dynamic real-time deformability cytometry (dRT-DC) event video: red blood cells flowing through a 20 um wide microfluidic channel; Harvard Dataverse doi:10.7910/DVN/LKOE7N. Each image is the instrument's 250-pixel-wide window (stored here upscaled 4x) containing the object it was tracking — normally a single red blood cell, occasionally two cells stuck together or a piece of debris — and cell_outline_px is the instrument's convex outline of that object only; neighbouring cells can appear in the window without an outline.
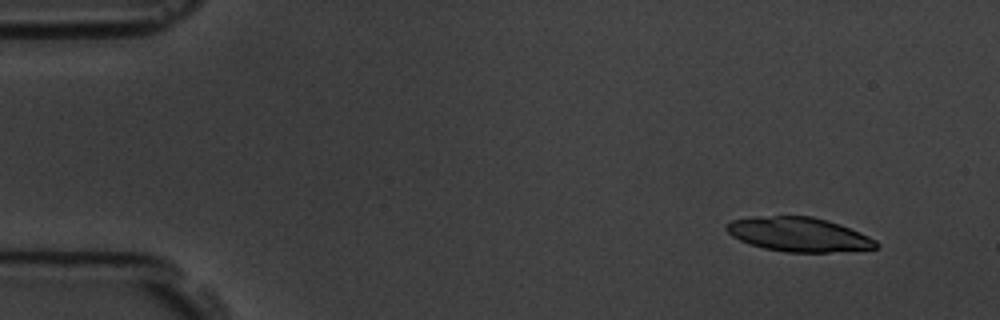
{"species": "common noctule bat (a hibernating species)", "species_latin": "Nyctalus noctula", "temperature_condition": "room temperature", "stored_images_in_passage": 4, "camera_frame_rate_fps": 3000, "um_per_image_px": 0.085, "animal": {"sex": "male", "body_mass_g": 19.5, "forearm_length_mm": 54.6}, "frame": {"image": 1, "passage_image": 1, "time_ms": 0.0, "image_size_px": [1000, 320], "cell_outline_px": [[880, 244], [876, 248], [828, 252], [788, 252], [764, 248], [740, 240], [732, 236], [724, 228], [724, 224], [732, 220], [752, 216], [812, 216], [840, 224], [860, 232], [876, 240]], "centroid_in_image_um": [67.87, 19.91], "position_along_channel_um": 17.1, "area_um2": 29.77}}